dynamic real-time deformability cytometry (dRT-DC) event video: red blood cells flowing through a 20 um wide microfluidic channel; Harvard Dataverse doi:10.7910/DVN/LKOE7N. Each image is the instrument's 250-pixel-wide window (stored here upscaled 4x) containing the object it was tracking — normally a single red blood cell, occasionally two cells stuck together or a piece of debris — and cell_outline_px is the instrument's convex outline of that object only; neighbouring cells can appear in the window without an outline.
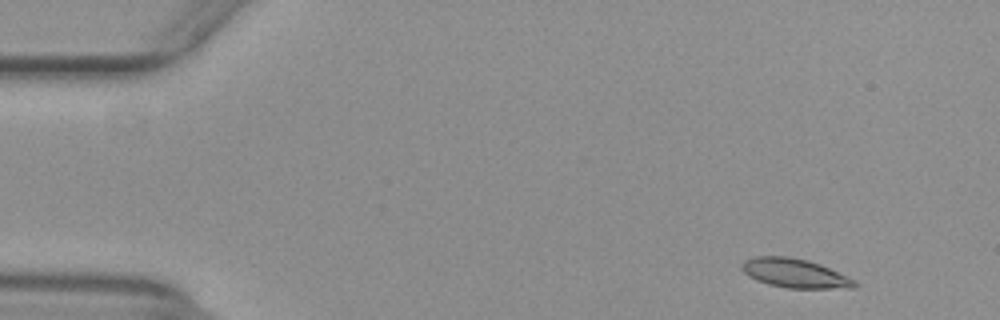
{"species": "common noctule bat (a hibernating species)", "species_latin": "Nyctalus noctula", "temperature_condition": "warm", "stored_images_in_passage": 15, "camera_frame_rate_fps": 3000, "um_per_image_px": 0.085, "animal": {"sex": "female", "body_mass_g": 29.2, "forearm_length_mm": 56.3}, "frame": {"image": 1, "passage_image": 3, "time_ms": 0.667, "image_size_px": [1000, 320], "cell_outline_px": [[860, 284], [856, 288], [788, 288], [768, 284], [756, 280], [748, 276], [740, 268], [740, 264], [744, 260], [756, 256], [788, 256], [808, 260], [820, 264], [856, 280]], "centroid_in_image_um": [67.56, 23.22], "position_along_channel_um": 17.4, "area_um2": 19.31}}
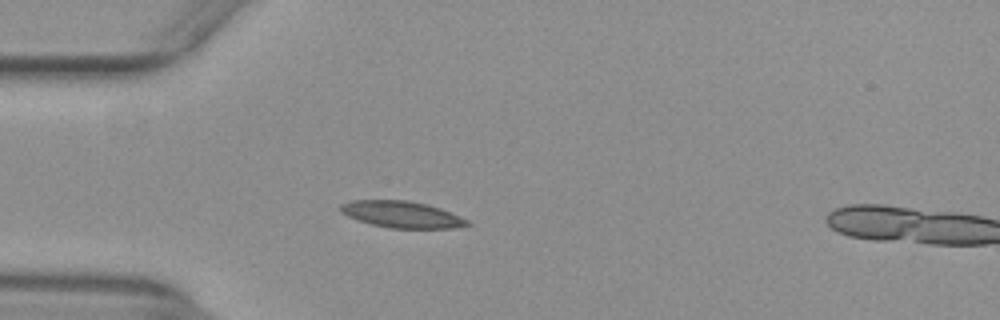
{"frame": {"image": 2, "passage_image": 13, "time_ms": 4.0, "image_size_px": [1000, 320], "cell_outline_px": [[472, 224], [452, 228], [388, 228], [372, 224], [348, 216], [340, 212], [340, 204], [352, 200], [408, 200], [428, 204], [440, 208], [460, 216], [468, 220]], "centroid_in_image_um": [34.16, 18.22], "position_along_channel_um": 50.8, "area_um2": 19.59}}